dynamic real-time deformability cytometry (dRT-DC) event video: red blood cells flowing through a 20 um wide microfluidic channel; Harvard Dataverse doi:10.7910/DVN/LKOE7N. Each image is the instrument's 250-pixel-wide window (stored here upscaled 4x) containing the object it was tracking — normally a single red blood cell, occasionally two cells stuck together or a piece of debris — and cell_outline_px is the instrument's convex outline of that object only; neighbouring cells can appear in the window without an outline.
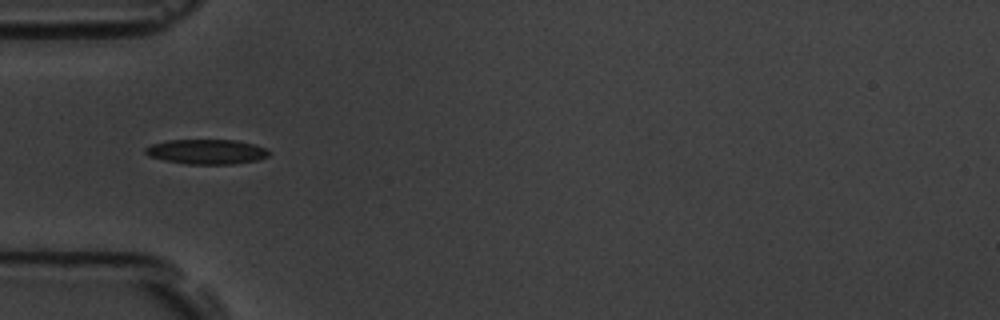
{"species": "common noctule bat (a hibernating species)", "species_latin": "Nyctalus noctula", "temperature_condition": "room temperature", "stored_images_in_passage": 9, "camera_frame_rate_fps": 3000, "um_per_image_px": 0.085, "animal": {"sex": "male", "body_mass_g": 19.5, "forearm_length_mm": 54.6}, "frame": {"image": 1, "passage_image": 4, "time_ms": 3.333, "image_size_px": [1000, 320], "cell_outline_px": [[272, 152], [268, 156], [260, 160], [232, 164], [188, 164], [164, 160], [148, 156], [144, 152], [144, 148], [152, 144], [168, 140], [236, 140], [252, 144], [264, 148]], "centroid_in_image_um": [17.56, 12.9], "position_along_channel_um": 67.4, "area_um2": 17.92}}
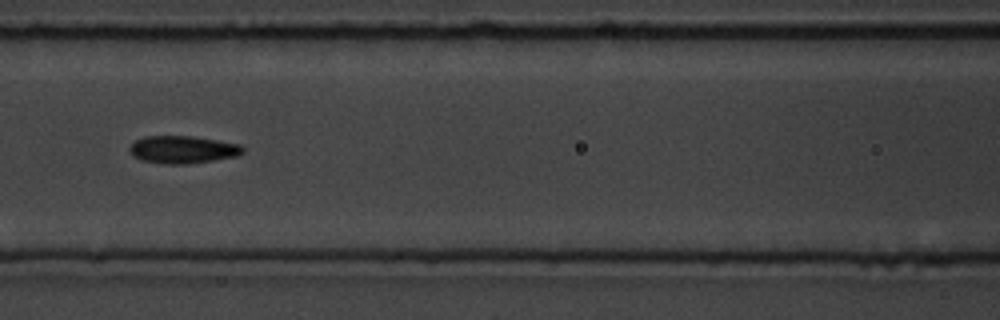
{"frame": {"image": 2, "passage_image": 6, "time_ms": 5.667, "image_size_px": [1000, 320], "cell_outline_px": [[244, 152], [236, 156], [188, 164], [164, 164], [144, 160], [132, 156], [128, 148], [136, 140], [144, 136], [192, 136], [240, 144], [244, 148]], "centroid_in_image_um": [15.52, 12.71], "position_along_channel_um": 151.1, "area_um2": 18.09}}